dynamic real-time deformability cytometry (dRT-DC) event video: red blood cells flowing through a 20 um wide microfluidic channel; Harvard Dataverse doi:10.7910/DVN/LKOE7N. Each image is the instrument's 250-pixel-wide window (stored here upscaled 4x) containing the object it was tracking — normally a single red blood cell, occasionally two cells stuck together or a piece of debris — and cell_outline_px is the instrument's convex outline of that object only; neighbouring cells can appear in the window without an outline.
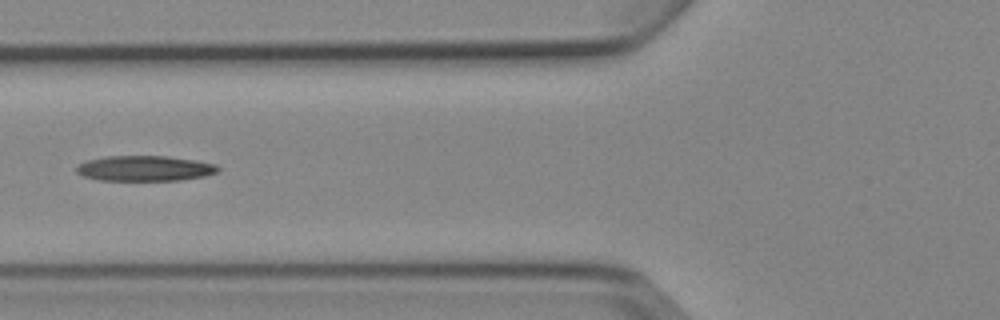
{"species": "Egyptian fruit bat (a non-hibernating species)", "species_latin": "Rousettus aegyptiacus", "temperature_condition": "cold", "stored_images_in_passage": 6, "camera_frame_rate_fps": 3000, "um_per_image_px": 0.085, "animal": {"sex": "female"}, "frame": {"image": 1, "passage_image": 6, "time_ms": 5.667, "image_size_px": [1000, 320], "cell_outline_px": [[220, 172], [208, 176], [180, 180], [100, 180], [84, 176], [76, 172], [76, 168], [80, 164], [88, 160], [104, 156], [168, 156], [196, 160], [216, 164], [220, 168]], "centroid_in_image_um": [12.38, 14.31], "position_along_channel_um": 113.4, "area_um2": 21.04}}